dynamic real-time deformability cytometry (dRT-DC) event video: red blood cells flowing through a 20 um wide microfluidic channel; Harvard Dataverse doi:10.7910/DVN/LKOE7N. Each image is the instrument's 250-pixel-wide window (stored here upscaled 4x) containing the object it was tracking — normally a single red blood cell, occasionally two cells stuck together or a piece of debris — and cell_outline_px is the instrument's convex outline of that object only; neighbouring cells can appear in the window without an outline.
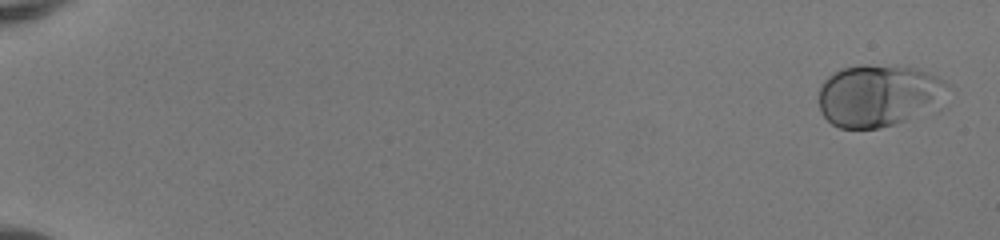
{"species": "human", "species_latin": "Homo sapiens", "temperature_condition": "room temperature", "stored_images_in_passage": 52, "camera_frame_rate_fps": 3000, "um_per_image_px": 0.085, "donor": {"sex": "female"}, "frame": {"image": 1, "passage_image": 2, "time_ms": 0.333, "image_size_px": [1000, 240], "cell_outline_px": [[948, 88], [932, 104], [904, 120], [880, 128], [840, 128], [832, 124], [820, 112], [820, 84], [832, 72], [840, 68], [864, 64], [896, 64], [916, 68], [936, 76], [944, 80], [948, 84]], "centroid_in_image_um": [74.56, 8.05], "position_along_channel_um": 10.4, "area_um2": 45.89}}
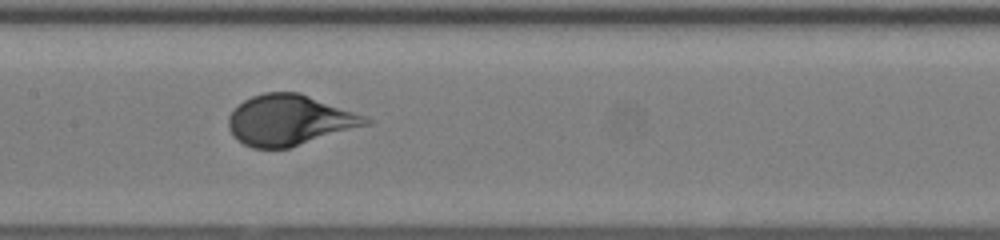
{"frame": {"image": 2, "passage_image": 29, "time_ms": 9.333, "image_size_px": [1000, 240], "cell_outline_px": [[372, 124], [288, 148], [252, 148], [244, 144], [232, 136], [228, 128], [228, 116], [244, 100], [252, 96], [264, 92], [300, 92], [364, 116], [372, 120]], "centroid_in_image_um": [24.59, 10.22], "position_along_channel_um": 182.8, "area_um2": 40.29}}
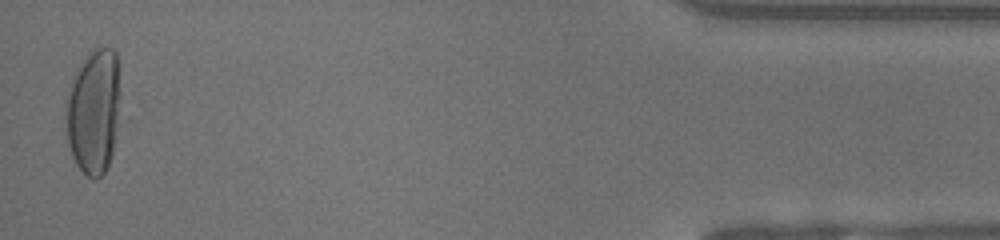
{"frame": {"image": 3, "passage_image": 52, "time_ms": 17.0, "image_size_px": [1000, 240], "cell_outline_px": [[128, 120], [108, 164], [104, 172], [96, 180], [92, 180], [76, 164], [72, 156], [68, 144], [68, 96], [72, 76], [88, 52], [92, 48], [112, 48], [116, 52]], "centroid_in_image_um": [8.15, 9.46], "position_along_channel_um": 427.0, "area_um2": 42.43}, "authors_computed_cell_mechanics": {"area_um2": 41.7027, "velocity_mm_per_s": 4.0672, "shape_relaxation_time_tau1_ms": 4.1315, "shape_relaxation_time_tau2_ms": null, "deformation_change_tau1": 0.1837, "deformation_change_tau2": null}}